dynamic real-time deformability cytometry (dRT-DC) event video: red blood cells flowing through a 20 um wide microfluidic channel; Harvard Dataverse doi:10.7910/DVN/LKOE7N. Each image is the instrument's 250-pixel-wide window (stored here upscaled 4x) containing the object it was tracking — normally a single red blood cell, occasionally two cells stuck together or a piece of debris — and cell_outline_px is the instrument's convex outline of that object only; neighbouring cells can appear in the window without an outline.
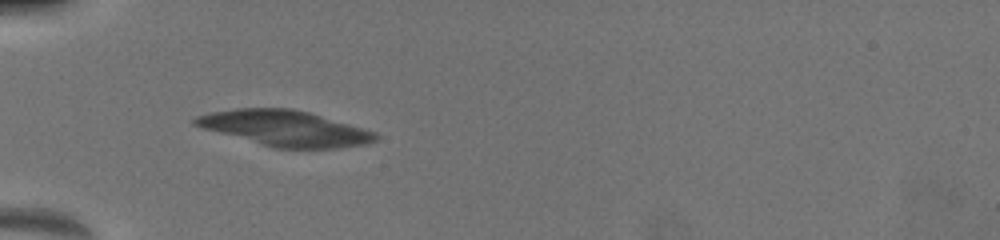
{"species": "common noctule bat (a hibernating species)", "species_latin": "Nyctalus noctula", "temperature_condition": "warm", "stored_images_in_passage": 4, "camera_frame_rate_fps": 3000, "um_per_image_px": 0.085, "animal": {"sex": "female", "body_mass_g": 19.5, "forearm_length_mm": 54.1}, "frame": {"image": 1, "passage_image": 3, "time_ms": 1.333, "image_size_px": [1000, 240], "cell_outline_px": [[376, 140], [368, 144], [336, 148], [272, 148], [204, 128], [192, 124], [192, 120], [196, 116], [212, 112], [236, 108], [292, 108], [308, 112], [376, 132]], "centroid_in_image_um": [24.2, 10.91], "position_along_channel_um": 60.8, "area_um2": 37.11}}